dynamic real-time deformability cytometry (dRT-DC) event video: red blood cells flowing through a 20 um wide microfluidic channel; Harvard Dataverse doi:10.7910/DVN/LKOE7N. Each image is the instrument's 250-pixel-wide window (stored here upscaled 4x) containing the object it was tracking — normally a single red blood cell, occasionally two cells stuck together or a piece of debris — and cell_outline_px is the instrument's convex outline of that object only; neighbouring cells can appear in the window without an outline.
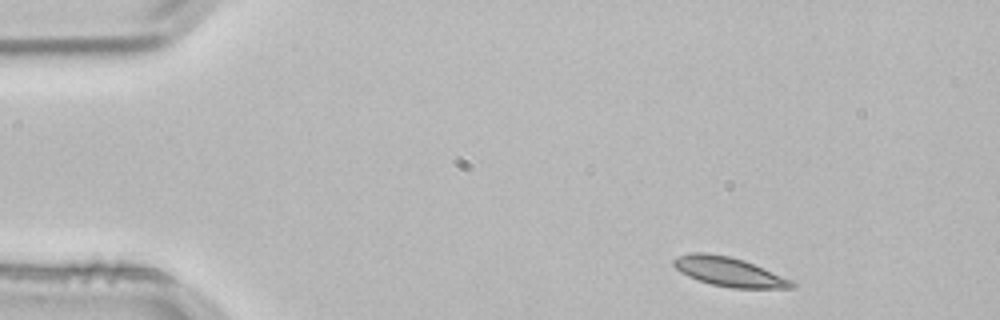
{"species": "common noctule bat (a hibernating species)", "species_latin": "Nyctalus noctula", "temperature_condition": "room temperature", "stored_images_in_passage": 3, "camera_frame_rate_fps": 3000, "um_per_image_px": 0.085, "animal": {"sex": "male", "body_mass_g": 21.5, "forearm_length_mm": 52.0}, "frame": {"image": 1, "passage_image": 1, "time_ms": 0.0, "image_size_px": [1000, 320], "cell_outline_px": [[796, 284], [792, 288], [732, 288], [712, 284], [688, 276], [680, 272], [672, 264], [672, 260], [676, 256], [692, 252], [704, 252], [728, 256], [744, 260], [764, 268], [792, 280]], "centroid_in_image_um": [61.94, 23.09], "position_along_channel_um": 23.1, "area_um2": 20.06}}
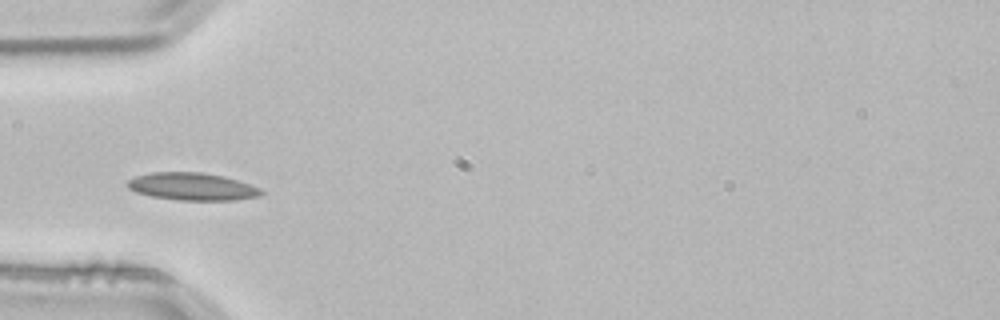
{"frame": {"image": 2, "passage_image": 3, "time_ms": 0.667, "image_size_px": [1000, 320], "cell_outline_px": [[264, 192], [260, 196], [236, 200], [180, 200], [152, 196], [136, 192], [128, 188], [128, 180], [136, 176], [152, 172], [200, 172], [224, 176], [260, 188]], "centroid_in_image_um": [16.35, 15.86], "position_along_channel_um": 68.7, "area_um2": 21.27}}